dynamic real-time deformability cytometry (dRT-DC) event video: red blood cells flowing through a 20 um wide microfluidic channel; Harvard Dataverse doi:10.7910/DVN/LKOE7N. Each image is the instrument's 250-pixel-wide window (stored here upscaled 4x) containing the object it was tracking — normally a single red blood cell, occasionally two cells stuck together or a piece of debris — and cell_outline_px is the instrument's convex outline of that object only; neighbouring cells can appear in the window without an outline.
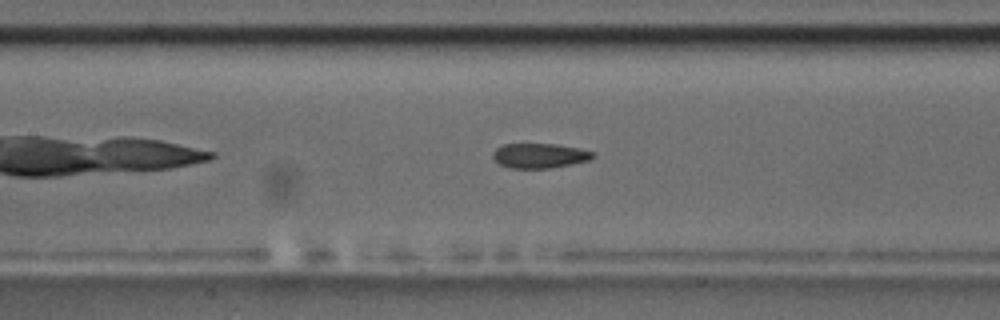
{"species": "common noctule bat (a hibernating species)", "species_latin": "Nyctalus noctula", "temperature_condition": "room temperature", "stored_images_in_passage": 43, "camera_frame_rate_fps": 3000, "um_per_image_px": 0.085, "animal": {"sex": "male", "body_mass_g": 17.5, "forearm_length_mm": 52.3}, "frame": {"image": 1, "passage_image": 13, "time_ms": 4.0, "image_size_px": [1000, 320], "cell_outline_px": [[596, 156], [592, 160], [552, 168], [512, 168], [500, 164], [492, 156], [492, 152], [496, 148], [504, 144], [556, 144], [576, 148], [592, 152]], "centroid_in_image_um": [45.88, 13.24], "position_along_channel_um": 161.5, "area_um2": 14.39}, "authors_computed_cell_mechanics": {"area_um2": 15.2592, "velocity_mm_per_s": 3.619, "shape_relaxation_time_tau1_ms": null, "shape_relaxation_time_tau2_ms": 2.0806, "deformation_change_tau1": null, "deformation_change_tau2": 0.0838}}